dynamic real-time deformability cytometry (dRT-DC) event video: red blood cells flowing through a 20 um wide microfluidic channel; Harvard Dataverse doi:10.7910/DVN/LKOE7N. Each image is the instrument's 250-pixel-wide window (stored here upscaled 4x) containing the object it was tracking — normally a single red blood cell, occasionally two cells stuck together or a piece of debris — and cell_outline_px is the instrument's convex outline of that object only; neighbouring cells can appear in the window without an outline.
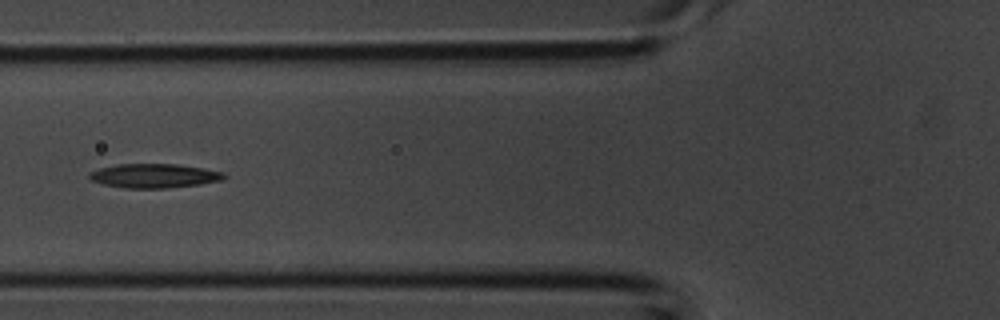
{"species": "common noctule bat (a hibernating species)", "species_latin": "Nyctalus noctula", "temperature_condition": "room temperature", "stored_images_in_passage": 5, "camera_frame_rate_fps": 3000, "um_per_image_px": 0.085, "animal": {"sex": "male", "body_mass_g": 20.1, "forearm_length_mm": 53.5}, "frame": {"image": 1, "passage_image": 5, "time_ms": 1.333, "image_size_px": [1000, 320], "cell_outline_px": [[228, 176], [220, 180], [200, 184], [164, 188], [124, 188], [104, 184], [92, 180], [88, 176], [88, 172], [100, 168], [116, 164], [176, 164], [204, 168], [224, 172]], "centroid_in_image_um": [13.1, 14.93], "position_along_channel_um": 112.7, "area_um2": 18.9}}